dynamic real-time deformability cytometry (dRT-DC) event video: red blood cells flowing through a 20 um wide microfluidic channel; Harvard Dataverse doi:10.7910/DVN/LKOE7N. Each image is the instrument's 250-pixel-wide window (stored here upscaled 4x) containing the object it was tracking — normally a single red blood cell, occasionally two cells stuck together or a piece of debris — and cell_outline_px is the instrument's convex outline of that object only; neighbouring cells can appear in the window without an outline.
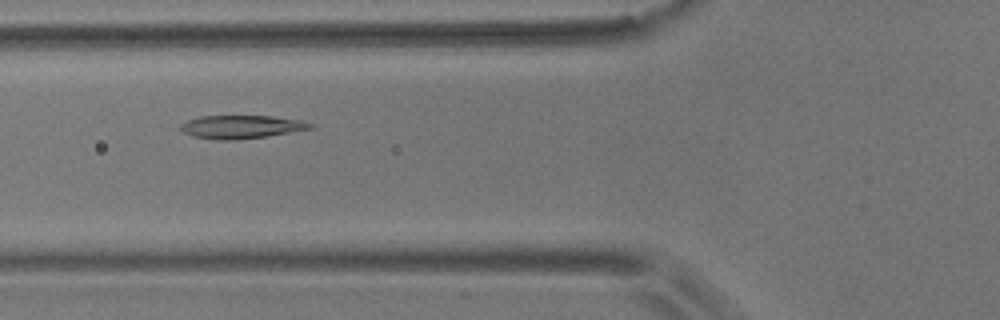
{"species": "common noctule bat (a hibernating species)", "species_latin": "Nyctalus noctula", "temperature_condition": "room temperature", "stored_images_in_passage": 41, "camera_frame_rate_fps": 3000, "um_per_image_px": 0.085, "animal": {"sex": "male", "body_mass_g": 17.9}, "frame": {"image": 1, "passage_image": 6, "time_ms": 1.667, "image_size_px": [1000, 320], "cell_outline_px": [[312, 128], [268, 136], [236, 140], [220, 140], [192, 136], [184, 132], [180, 128], [180, 124], [188, 120], [200, 116], [272, 116], [300, 120], [312, 124]], "centroid_in_image_um": [20.48, 10.78], "position_along_channel_um": 105.3, "area_um2": 17.4}}
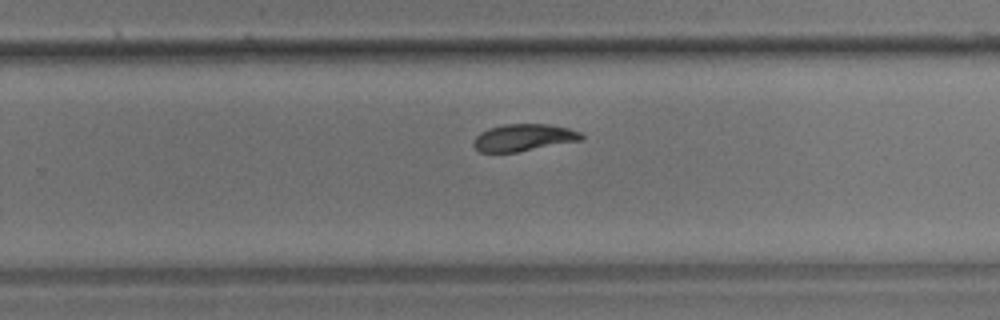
{"frame": {"image": 2, "passage_image": 21, "time_ms": 6.667, "image_size_px": [1000, 320], "cell_outline_px": [[584, 140], [516, 152], [480, 152], [472, 144], [476, 136], [480, 132], [488, 128], [504, 124], [548, 124], [568, 128], [580, 132], [584, 136]], "centroid_in_image_um": [44.52, 11.69], "position_along_channel_um": 285.3, "area_um2": 17.05}}
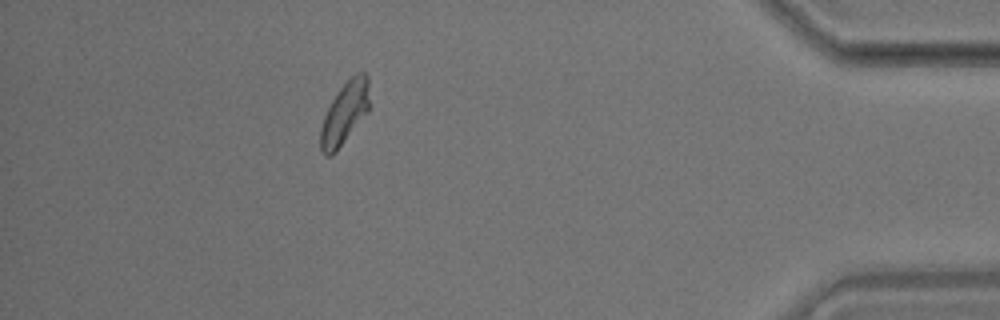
{"frame": {"image": 3, "passage_image": 35, "time_ms": 11.333, "image_size_px": [1000, 320], "cell_outline_px": [[368, 112], [336, 152], [332, 156], [324, 156], [320, 152], [320, 128], [324, 116], [332, 100], [340, 88], [356, 72], [364, 72], [368, 76]], "centroid_in_image_um": [29.27, 9.66], "position_along_channel_um": 405.9, "area_um2": 17.69}, "authors_computed_cell_mechanics": {"area_um2": 17.4556, "velocity_mm_per_s": 3.6102, "shape_relaxation_time_tau1_ms": 5.6597, "shape_relaxation_time_tau2_ms": 4.5, "deformation_change_tau1": 0.1605, "deformation_change_tau2": 0.0673}}